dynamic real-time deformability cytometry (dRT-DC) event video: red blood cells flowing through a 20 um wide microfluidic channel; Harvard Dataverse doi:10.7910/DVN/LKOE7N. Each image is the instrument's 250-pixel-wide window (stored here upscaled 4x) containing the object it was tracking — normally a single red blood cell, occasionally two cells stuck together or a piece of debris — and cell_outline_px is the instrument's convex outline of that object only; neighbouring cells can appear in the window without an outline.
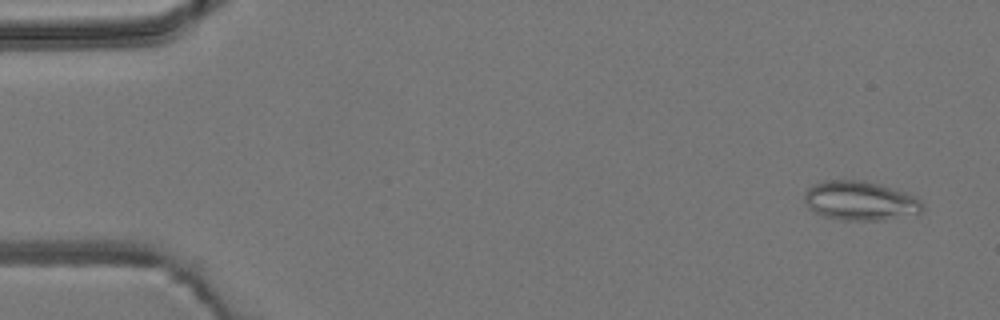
{"species": "common noctule bat (a hibernating species)", "species_latin": "Nyctalus noctula", "temperature_condition": "room temperature", "stored_images_in_passage": 4, "camera_frame_rate_fps": 3000, "um_per_image_px": 0.085, "animal": {"sex": "male", "body_mass_g": 19.2, "forearm_length_mm": 51.8}, "frame": {"image": 1, "passage_image": 1, "time_ms": 0.0, "image_size_px": [1000, 320], "cell_outline_px": [[924, 208], [920, 212], [880, 220], [840, 220], [824, 216], [808, 208], [804, 200], [804, 192], [812, 184], [824, 180], [864, 180], [880, 184], [904, 192], [920, 200]], "centroid_in_image_um": [73.04, 17.05], "position_along_channel_um": 12.0, "area_um2": 26.82}}